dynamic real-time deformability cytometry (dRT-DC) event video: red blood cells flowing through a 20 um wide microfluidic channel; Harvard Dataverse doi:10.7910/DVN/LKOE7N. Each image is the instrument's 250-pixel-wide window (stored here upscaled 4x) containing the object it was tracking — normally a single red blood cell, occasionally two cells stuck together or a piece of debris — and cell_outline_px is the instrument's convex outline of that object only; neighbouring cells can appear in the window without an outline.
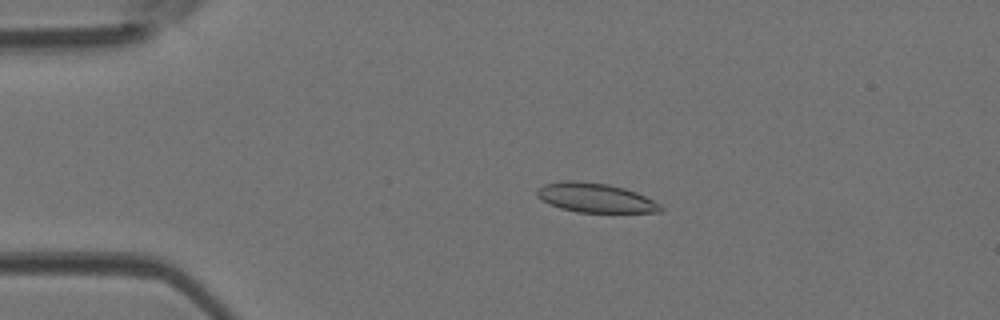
{"species": "Egyptian fruit bat (a non-hibernating species)", "species_latin": "Rousettus aegyptiacus", "temperature_condition": "room temperature", "stored_images_in_passage": 48, "camera_frame_rate_fps": 3000, "um_per_image_px": 0.085, "animal": {"sex": "female"}, "frame": {"image": 1, "passage_image": 10, "time_ms": 3.0, "image_size_px": [1000, 320], "cell_outline_px": [[664, 208], [660, 212], [576, 212], [560, 208], [536, 196], [536, 192], [544, 184], [564, 180], [576, 180], [608, 184], [624, 188], [636, 192], [660, 204]], "centroid_in_image_um": [50.61, 16.8], "position_along_channel_um": 34.4, "area_um2": 20.92}}
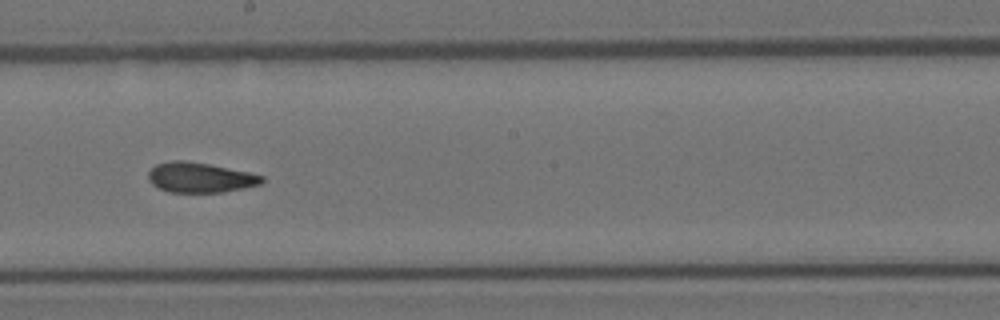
{"frame": {"image": 2, "passage_image": 27, "time_ms": 8.667, "image_size_px": [1000, 320], "cell_outline_px": [[264, 180], [260, 184], [244, 188], [224, 192], [168, 192], [152, 184], [148, 180], [148, 172], [156, 164], [172, 160], [184, 160], [208, 164], [248, 172], [264, 176]], "centroid_in_image_um": [16.99, 15.09], "position_along_channel_um": 231.2, "area_um2": 19.83}}
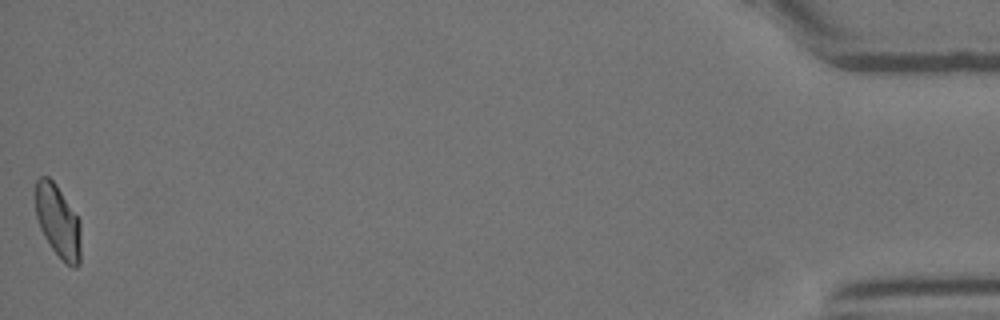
{"frame": {"image": 3, "passage_image": 48, "time_ms": 15.667, "image_size_px": [1000, 320], "cell_outline_px": [[80, 264], [76, 268], [72, 268], [52, 248], [44, 236], [40, 228], [36, 216], [36, 180], [40, 176], [48, 176], [56, 184], [80, 220]], "centroid_in_image_um": [4.94, 18.8], "position_along_channel_um": 430.3, "area_um2": 19.07}, "authors_computed_cell_mechanics": {"area_um2": 20.4612, "velocity_mm_per_s": 4.2261, "shape_relaxation_time_tau1_ms": null, "shape_relaxation_time_tau2_ms": 1.8438, "deformation_change_tau1": null, "deformation_change_tau2": 0.0823}}